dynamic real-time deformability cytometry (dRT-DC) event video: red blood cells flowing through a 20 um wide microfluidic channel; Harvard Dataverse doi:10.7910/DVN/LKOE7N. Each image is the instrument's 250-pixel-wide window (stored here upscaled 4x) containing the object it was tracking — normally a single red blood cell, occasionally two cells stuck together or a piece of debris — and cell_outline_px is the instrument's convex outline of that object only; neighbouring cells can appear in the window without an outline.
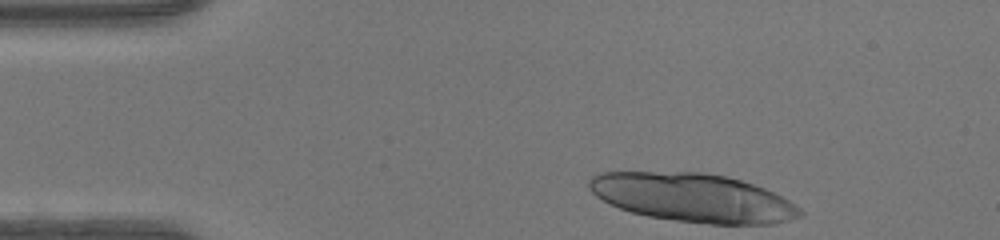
{"species": "human", "species_latin": "Homo sapiens", "temperature_condition": "warm", "stored_images_in_passage": 17, "segment_of_instrument_passage": [1, 2], "camera_frame_rate_fps": 3000, "um_per_image_px": 0.085, "donor": {"sex": "female"}, "frame": {"image": 1, "passage_image": 1, "time_ms": 0.0, "image_size_px": [1000, 240], "cell_outline_px": [[804, 216], [772, 224], [712, 224], [676, 220], [648, 216], [632, 212], [620, 208], [596, 196], [588, 188], [588, 180], [596, 172], [700, 172], [724, 176], [740, 180], [764, 188], [796, 204], [804, 212]], "centroid_in_image_um": [58.9, 16.8], "position_along_channel_um": 26.1, "area_um2": 59.48}}